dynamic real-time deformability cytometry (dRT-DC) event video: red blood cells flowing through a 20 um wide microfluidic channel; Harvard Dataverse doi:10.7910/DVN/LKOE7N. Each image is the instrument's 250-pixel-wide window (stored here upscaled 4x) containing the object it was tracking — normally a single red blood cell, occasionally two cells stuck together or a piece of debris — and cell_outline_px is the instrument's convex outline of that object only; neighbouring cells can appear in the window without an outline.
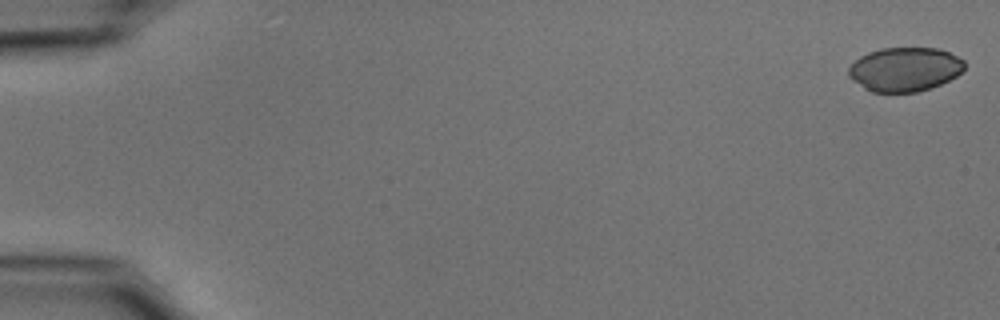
{"species": "common noctule bat (a hibernating species)", "species_latin": "Nyctalus noctula", "temperature_condition": "cold", "stored_images_in_passage": 54, "camera_frame_rate_fps": 3000, "um_per_image_px": 0.085, "animal": {"sex": "male", "body_mass_g": 15.6}, "frame": {"image": 1, "passage_image": 1, "time_ms": 0.0, "image_size_px": [1000, 320], "cell_outline_px": [[964, 68], [956, 76], [932, 88], [916, 92], [872, 92], [864, 88], [852, 80], [848, 76], [848, 68], [860, 56], [868, 52], [880, 48], [936, 48], [948, 52], [964, 60]], "centroid_in_image_um": [76.88, 5.89], "position_along_channel_um": 8.1, "area_um2": 29.71}}
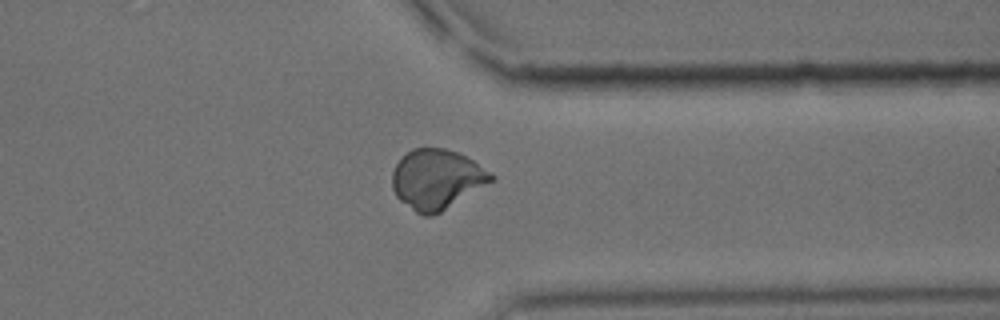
{"frame": {"image": 2, "passage_image": 43, "time_ms": 14.0, "image_size_px": [1000, 320], "cell_outline_px": [[496, 180], [440, 212], [432, 216], [424, 216], [416, 212], [400, 200], [396, 196], [392, 188], [392, 172], [396, 164], [412, 148], [444, 148], [456, 152], [472, 160], [496, 176]], "centroid_in_image_um": [37.13, 15.25], "position_along_channel_um": 374.3, "area_um2": 34.33}}
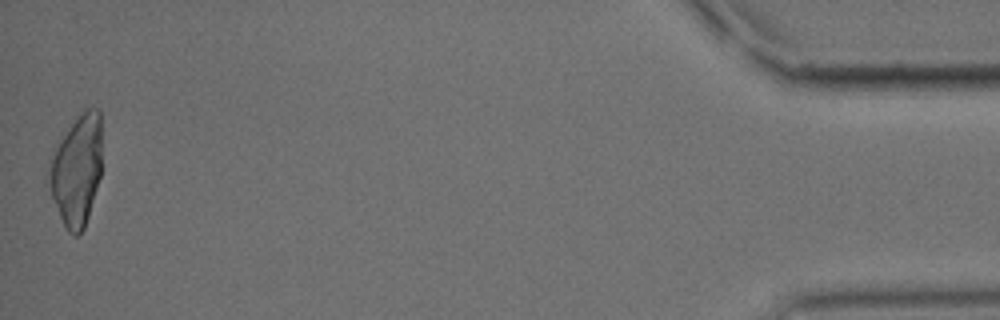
{"frame": {"image": 3, "passage_image": 54, "time_ms": 17.667, "image_size_px": [1000, 320], "cell_outline_px": [[100, 176], [88, 216], [84, 228], [76, 236], [72, 236], [68, 232], [60, 216], [52, 196], [52, 160], [56, 148], [60, 140], [76, 116], [84, 108], [100, 108]], "centroid_in_image_um": [6.57, 14.43], "position_along_channel_um": 428.6, "area_um2": 32.89}}